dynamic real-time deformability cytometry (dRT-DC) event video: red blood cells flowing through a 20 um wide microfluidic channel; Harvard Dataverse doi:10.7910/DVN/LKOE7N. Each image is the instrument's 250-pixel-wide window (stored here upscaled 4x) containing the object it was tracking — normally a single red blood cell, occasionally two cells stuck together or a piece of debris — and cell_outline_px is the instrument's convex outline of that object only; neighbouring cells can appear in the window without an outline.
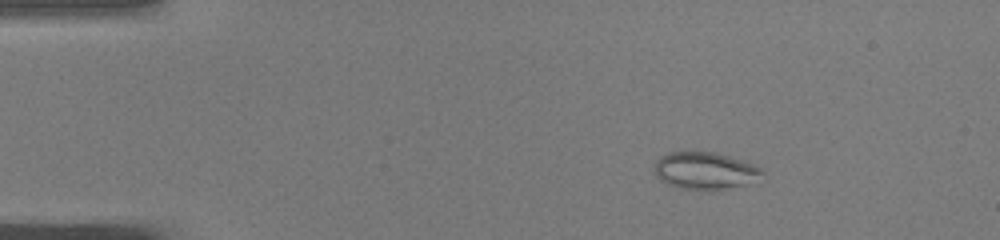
{"species": "common noctule bat (a hibernating species)", "species_latin": "Nyctalus noctula", "temperature_condition": "warm", "stored_images_in_passage": 47, "camera_frame_rate_fps": 3000, "um_per_image_px": 0.085, "animal": {"sex": "male", "body_mass_g": 19.0, "forearm_length_mm": 50.8}, "frame": {"image": 1, "passage_image": 5, "time_ms": 1.333, "image_size_px": [1000, 240], "cell_outline_px": [[764, 172], [744, 184], [708, 192], [680, 188], [668, 184], [660, 180], [656, 176], [656, 160], [660, 156], [668, 152], [716, 152], [752, 164], [760, 168]], "centroid_in_image_um": [59.85, 14.52], "position_along_channel_um": 25.2, "area_um2": 23.06}}
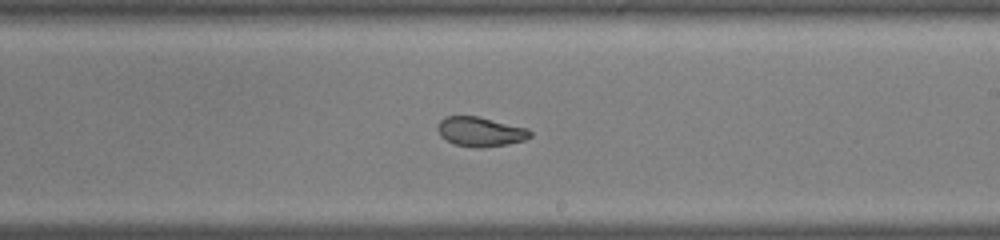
{"frame": {"image": 2, "passage_image": 27, "time_ms": 8.667, "image_size_px": [1000, 240], "cell_outline_px": [[532, 136], [524, 140], [504, 144], [480, 148], [476, 148], [456, 144], [440, 136], [436, 128], [440, 120], [444, 116], [476, 116], [528, 128], [532, 132]], "centroid_in_image_um": [40.82, 11.18], "position_along_channel_um": 248.2, "area_um2": 15.78}}
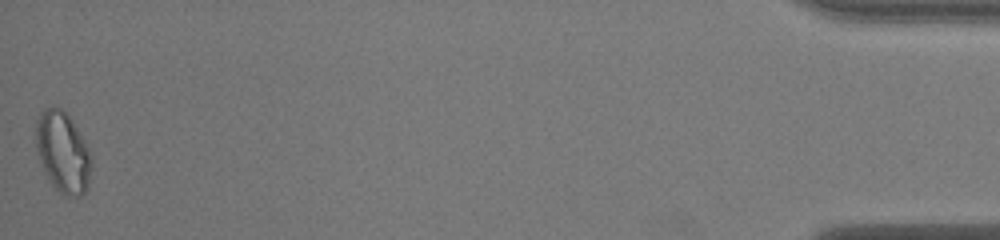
{"frame": {"image": 3, "passage_image": 47, "time_ms": 15.333, "image_size_px": [1000, 240], "cell_outline_px": [[92, 168], [88, 184], [84, 192], [80, 196], [64, 196], [48, 180], [36, 152], [36, 120], [40, 112], [48, 108], [60, 108], [72, 120], [88, 148], [92, 156]], "centroid_in_image_um": [5.34, 12.96], "position_along_channel_um": 429.9, "area_um2": 26.07}, "authors_computed_cell_mechanics": {"area_um2": 18.9006, "velocity_mm_per_s": 4.0837, "shape_relaxation_time_tau1_ms": null, "shape_relaxation_time_tau2_ms": 0.6787, "deformation_change_tau1": null, "deformation_change_tau2": 0.0611}}